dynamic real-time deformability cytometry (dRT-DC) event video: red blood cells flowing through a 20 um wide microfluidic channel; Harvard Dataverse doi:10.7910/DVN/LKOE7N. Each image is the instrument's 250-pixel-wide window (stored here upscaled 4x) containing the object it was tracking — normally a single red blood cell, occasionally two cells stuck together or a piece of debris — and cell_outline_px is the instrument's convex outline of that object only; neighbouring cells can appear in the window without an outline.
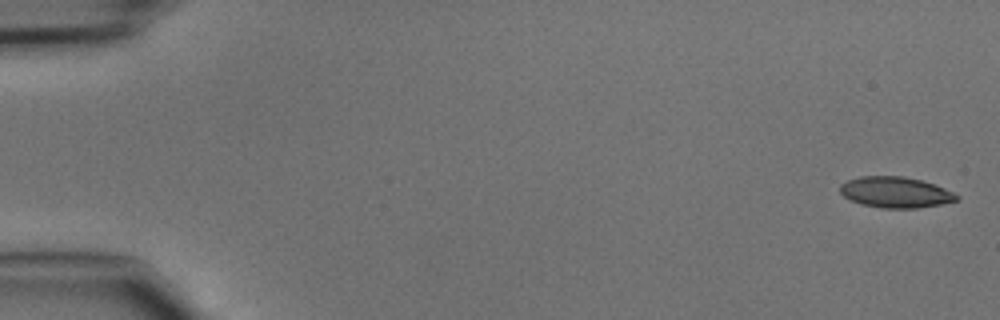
{"species": "common noctule bat (a hibernating species)", "species_latin": "Nyctalus noctula", "temperature_condition": "cold", "stored_images_in_passage": 46, "camera_frame_rate_fps": 3000, "um_per_image_px": 0.085, "animal": {"sex": "male", "body_mass_g": 15.6}, "frame": {"image": 1, "passage_image": 1, "time_ms": 0.0, "image_size_px": [1000, 320], "cell_outline_px": [[960, 200], [940, 204], [916, 208], [880, 208], [860, 204], [844, 196], [840, 192], [840, 184], [848, 180], [860, 176], [904, 176], [920, 180], [944, 188], [960, 196]], "centroid_in_image_um": [76.11, 16.35], "position_along_channel_um": 8.9, "area_um2": 20.92}}
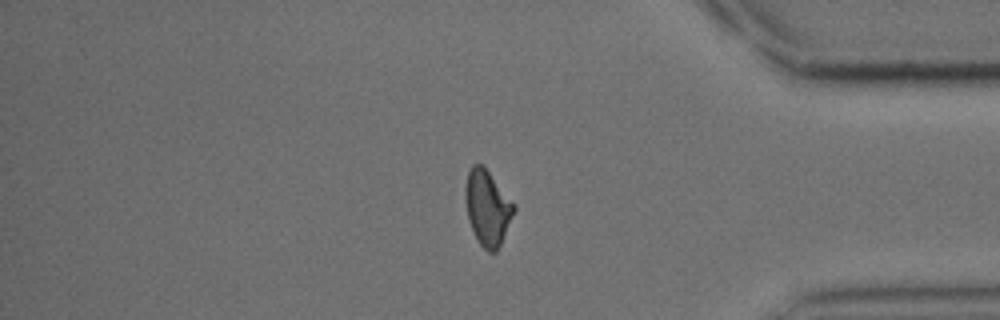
{"frame": {"image": 2, "passage_image": 39, "time_ms": 12.667, "image_size_px": [1000, 320], "cell_outline_px": [[516, 208], [500, 244], [496, 252], [488, 252], [480, 244], [468, 220], [464, 196], [464, 188], [468, 172], [472, 164], [484, 164], [516, 204]], "centroid_in_image_um": [41.43, 17.59], "position_along_channel_um": 393.8, "area_um2": 21.5}}
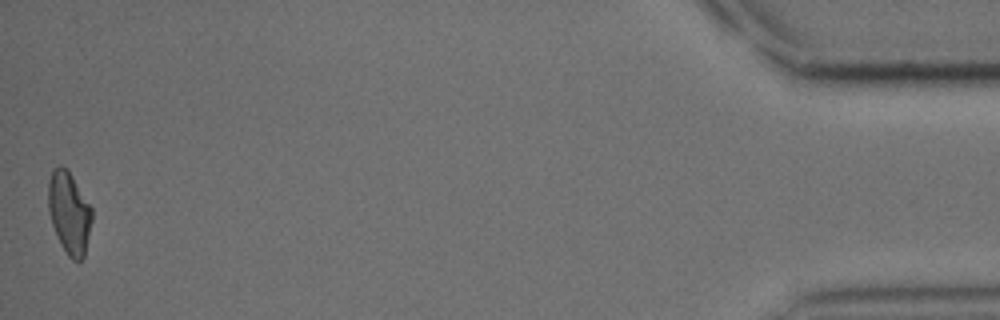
{"frame": {"image": 3, "passage_image": 46, "time_ms": 15.0, "image_size_px": [1000, 320], "cell_outline_px": [[92, 220], [84, 256], [80, 260], [72, 260], [68, 256], [60, 244], [52, 224], [48, 212], [48, 180], [52, 168], [60, 164], [68, 168], [92, 208]], "centroid_in_image_um": [5.86, 18.03], "position_along_channel_um": 429.3, "area_um2": 21.15}}